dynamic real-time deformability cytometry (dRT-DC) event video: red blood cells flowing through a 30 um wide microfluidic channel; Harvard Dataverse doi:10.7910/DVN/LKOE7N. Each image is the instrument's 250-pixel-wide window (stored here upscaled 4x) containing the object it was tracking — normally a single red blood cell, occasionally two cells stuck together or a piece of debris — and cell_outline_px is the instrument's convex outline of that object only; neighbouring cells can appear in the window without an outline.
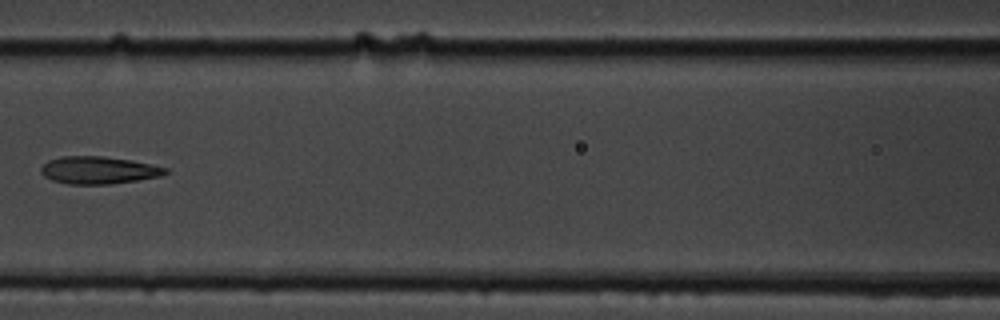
{"species": "common noctule bat (a hibernating species)", "species_latin": "Nyctalus noctula", "temperature_condition": "cold", "stored_images_in_passage": 11, "camera_frame_rate_fps": 3000, "um_per_image_px": 0.085, "animal": {"sex": "male", "body_mass_g": 19.5, "forearm_length_mm": 54.6}, "frame": {"image": 1, "passage_image": 7, "time_ms": 8.0, "image_size_px": [1000, 320], "cell_outline_px": [[168, 172], [160, 176], [136, 180], [108, 184], [68, 184], [52, 180], [44, 176], [40, 172], [40, 168], [48, 160], [60, 156], [104, 156], [132, 160], [152, 164], [168, 168]], "centroid_in_image_um": [8.36, 14.45], "position_along_channel_um": 158.2, "area_um2": 19.94}}
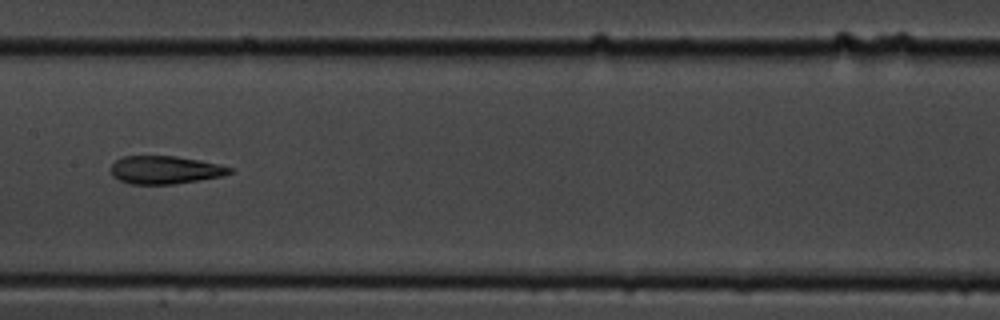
{"frame": {"image": 2, "passage_image": 8, "time_ms": 9.0, "image_size_px": [1000, 320], "cell_outline_px": [[232, 172], [224, 176], [200, 180], [172, 184], [132, 184], [120, 180], [112, 176], [112, 164], [116, 160], [124, 156], [176, 156], [200, 160], [220, 164], [232, 168]], "centroid_in_image_um": [14.06, 14.44], "position_along_channel_um": 193.3, "area_um2": 19.36}}
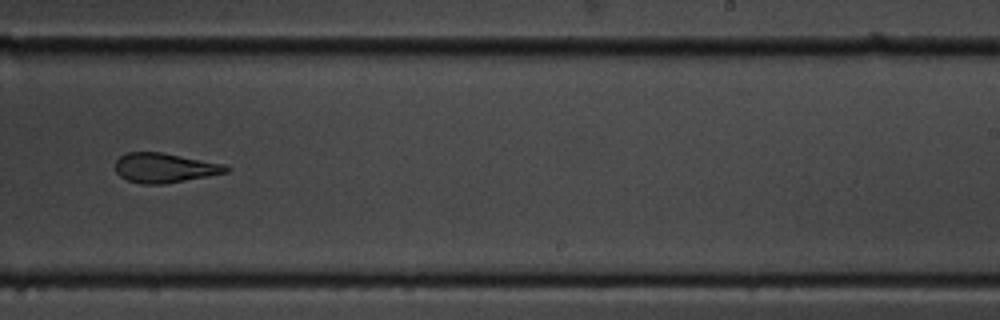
{"frame": {"image": 3, "passage_image": 10, "time_ms": 11.333, "image_size_px": [1000, 320], "cell_outline_px": [[232, 168], [228, 172], [208, 176], [164, 184], [140, 184], [128, 180], [120, 176], [116, 172], [116, 160], [120, 156], [128, 152], [160, 152], [224, 164]], "centroid_in_image_um": [13.99, 14.27], "position_along_channel_um": 275.0, "area_um2": 19.02}}